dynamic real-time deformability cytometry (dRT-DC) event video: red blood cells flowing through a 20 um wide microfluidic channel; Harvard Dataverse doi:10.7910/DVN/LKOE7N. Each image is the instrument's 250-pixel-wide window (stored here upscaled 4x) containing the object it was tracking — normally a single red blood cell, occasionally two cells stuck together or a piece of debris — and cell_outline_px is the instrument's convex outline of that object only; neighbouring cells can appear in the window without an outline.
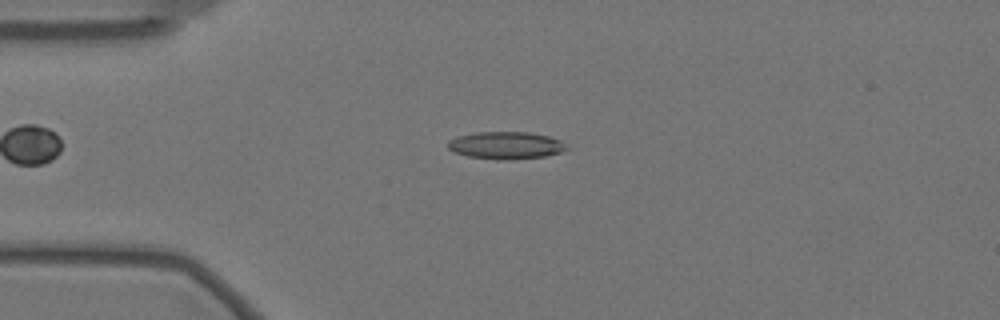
{"species": "Egyptian fruit bat (a non-hibernating species)", "species_latin": "Rousettus aegyptiacus", "temperature_condition": "warm", "stored_images_in_passage": 52, "camera_frame_rate_fps": 3000, "um_per_image_px": 0.085, "animal": {"sex": "female"}, "frame": {"image": 1, "passage_image": 13, "time_ms": 4.0, "image_size_px": [1000, 320], "cell_outline_px": [[568, 148], [560, 152], [544, 156], [468, 156], [456, 152], [448, 148], [448, 140], [456, 136], [476, 132], [528, 132], [548, 136], [560, 140]], "centroid_in_image_um": [42.97, 12.28], "position_along_channel_um": 42.0, "area_um2": 17.57}}
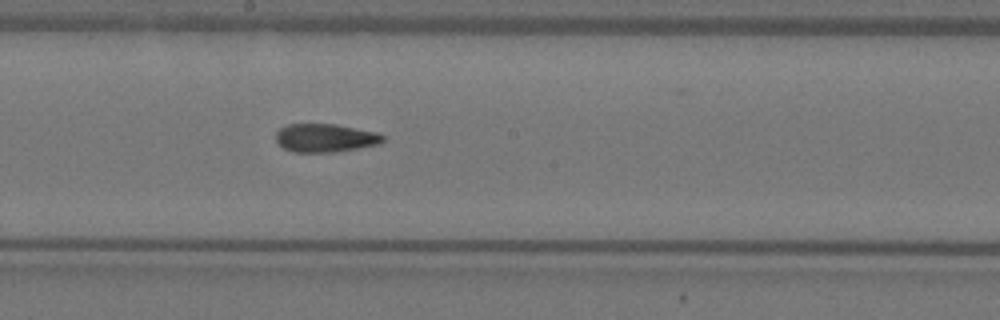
{"frame": {"image": 2, "passage_image": 30, "time_ms": 9.667, "image_size_px": [1000, 320], "cell_outline_px": [[384, 140], [376, 144], [336, 152], [292, 152], [284, 148], [276, 140], [276, 132], [280, 128], [288, 124], [336, 124], [376, 132], [384, 136]], "centroid_in_image_um": [27.61, 11.72], "position_along_channel_um": 220.6, "area_um2": 17.51}}
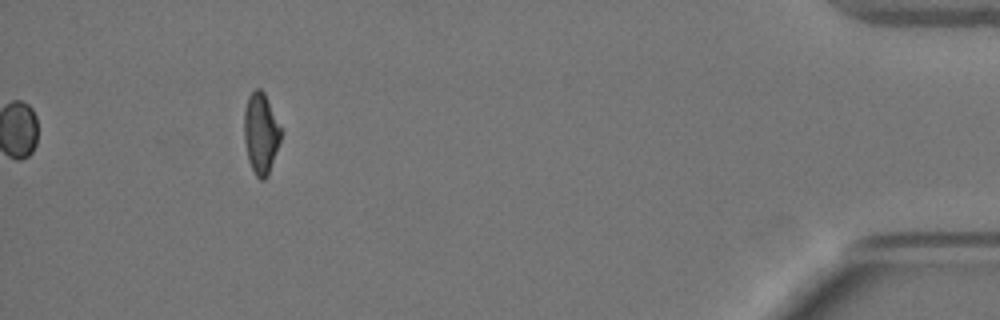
{"frame": {"image": 3, "passage_image": 52, "time_ms": 17.0, "image_size_px": [1000, 320], "cell_outline_px": [[284, 132], [268, 176], [264, 180], [260, 180], [256, 176], [248, 160], [244, 140], [244, 108], [248, 96], [256, 88], [260, 88], [264, 92]], "centroid_in_image_um": [22.19, 11.33], "position_along_channel_um": 413.0, "area_um2": 17.74}, "authors_computed_cell_mechanics": {"area_um2": 17.8602, "velocity_mm_per_s": 3.5107, "shape_relaxation_time_tau1_ms": 6.8431, "shape_relaxation_time_tau2_ms": 3.6325, "deformation_change_tau1": 0.1903, "deformation_change_tau2": 0.111}}